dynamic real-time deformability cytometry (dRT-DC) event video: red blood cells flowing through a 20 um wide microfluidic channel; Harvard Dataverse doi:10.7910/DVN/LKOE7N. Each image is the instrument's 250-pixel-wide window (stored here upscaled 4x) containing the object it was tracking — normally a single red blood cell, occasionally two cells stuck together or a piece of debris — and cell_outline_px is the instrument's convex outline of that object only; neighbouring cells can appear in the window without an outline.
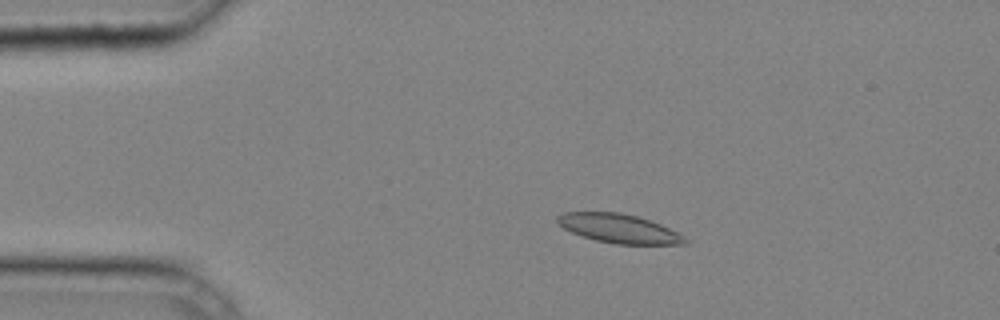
{"species": "common noctule bat (a hibernating species)", "species_latin": "Nyctalus noctula", "temperature_condition": "cold", "stored_images_in_passage": 41, "camera_frame_rate_fps": 3000, "um_per_image_px": 0.085, "animal": {"sex": "male", "body_mass_g": 20.4}, "frame": {"image": 1, "passage_image": 8, "time_ms": 2.333, "image_size_px": [1000, 320], "cell_outline_px": [[688, 244], [616, 244], [596, 240], [572, 232], [564, 228], [556, 220], [556, 216], [564, 212], [620, 212], [636, 216], [660, 224], [684, 236], [688, 240]], "centroid_in_image_um": [52.61, 19.42], "position_along_channel_um": 32.4, "area_um2": 21.27}}
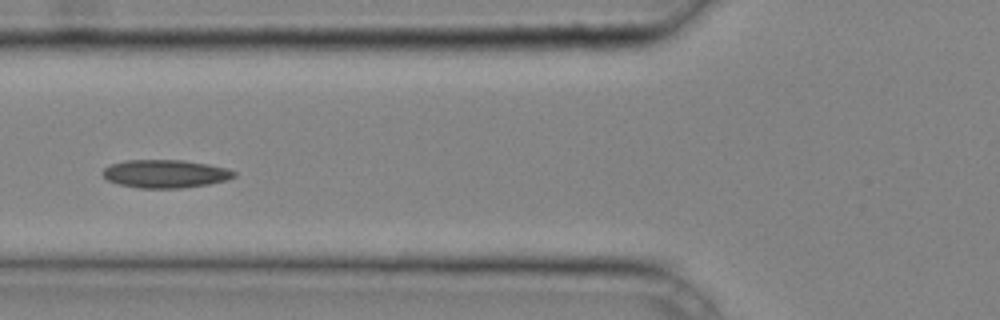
{"frame": {"image": 2, "passage_image": 16, "time_ms": 5.0, "image_size_px": [1000, 320], "cell_outline_px": [[236, 176], [228, 180], [208, 184], [180, 188], [140, 188], [120, 184], [108, 180], [104, 176], [104, 168], [112, 164], [124, 160], [184, 160], [208, 164], [228, 168], [236, 172]], "centroid_in_image_um": [14.1, 14.76], "position_along_channel_um": 111.7, "area_um2": 21.44}}
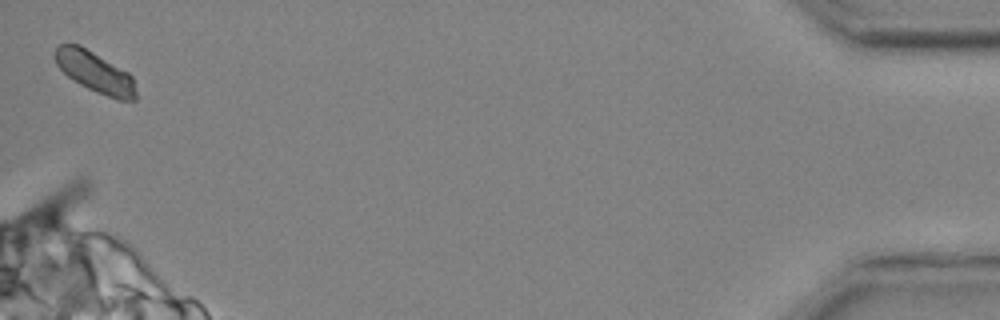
{"frame": {"image": 3, "passage_image": 41, "time_ms": 13.333, "image_size_px": [1000, 320], "cell_outline_px": [[136, 100], [116, 100], [96, 92], [80, 84], [68, 76], [56, 64], [52, 56], [52, 52], [60, 44], [80, 44], [128, 72], [132, 76], [136, 92]], "centroid_in_image_um": [8.05, 6.11], "position_along_channel_um": 427.1, "area_um2": 19.42}}